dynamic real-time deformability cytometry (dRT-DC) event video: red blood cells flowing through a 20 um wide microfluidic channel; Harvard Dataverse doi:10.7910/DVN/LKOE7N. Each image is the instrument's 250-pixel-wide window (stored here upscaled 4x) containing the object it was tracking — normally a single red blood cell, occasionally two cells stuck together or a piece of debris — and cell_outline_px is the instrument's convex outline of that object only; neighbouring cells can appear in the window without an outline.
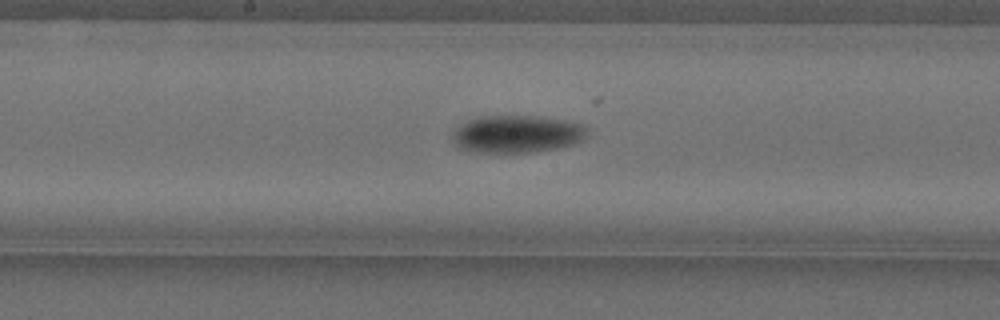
{"species": "Egyptian fruit bat (a non-hibernating species)", "species_latin": "Rousettus aegyptiacus", "temperature_condition": "cold", "stored_images_in_passage": 33, "camera_frame_rate_fps": 3000, "um_per_image_px": 0.085, "animal": {"sex": "female"}, "frame": {"image": 1, "passage_image": 14, "time_ms": 4.333, "image_size_px": [1000, 320], "cell_outline_px": [[588, 136], [584, 140], [576, 144], [556, 148], [532, 152], [476, 152], [456, 148], [452, 140], [452, 132], [460, 124], [476, 116], [540, 116], [564, 120], [584, 124], [588, 128]], "centroid_in_image_um": [43.95, 11.39], "position_along_channel_um": 204.3, "area_um2": 30.0}}
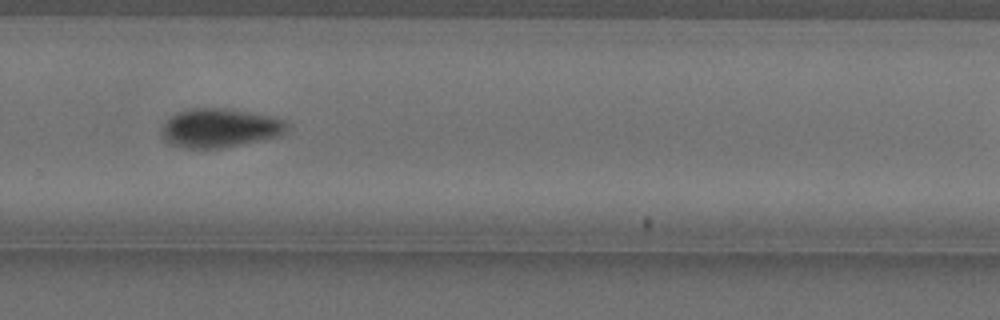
{"frame": {"image": 2, "passage_image": 23, "time_ms": 7.333, "image_size_px": [1000, 320], "cell_outline_px": [[288, 128], [284, 132], [276, 136], [220, 148], [184, 148], [168, 144], [160, 132], [160, 128], [168, 116], [176, 112], [192, 108], [228, 108], [272, 116], [284, 120], [288, 124]], "centroid_in_image_um": [18.59, 10.86], "position_along_channel_um": 311.2, "area_um2": 28.5}}
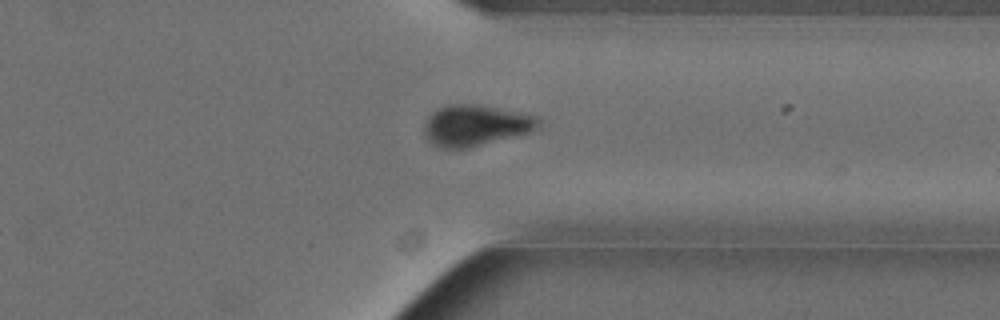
{"frame": {"image": 3, "passage_image": 28, "time_ms": 9.0, "image_size_px": [1000, 320], "cell_outline_px": [[540, 124], [532, 132], [468, 148], [440, 148], [432, 144], [428, 140], [424, 132], [424, 124], [428, 116], [432, 112], [448, 104], [476, 104], [540, 116]], "centroid_in_image_um": [40.43, 10.66], "position_along_channel_um": 371.0, "area_um2": 27.4}}